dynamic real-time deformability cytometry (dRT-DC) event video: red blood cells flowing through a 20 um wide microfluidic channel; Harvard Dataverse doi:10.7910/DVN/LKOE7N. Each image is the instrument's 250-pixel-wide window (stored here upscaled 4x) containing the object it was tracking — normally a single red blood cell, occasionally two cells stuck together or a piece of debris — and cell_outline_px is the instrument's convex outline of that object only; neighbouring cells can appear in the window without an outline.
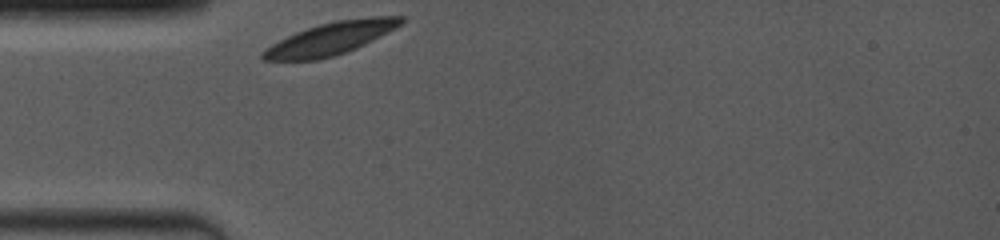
{"species": "common noctule bat (a hibernating species)", "species_latin": "Nyctalus noctula", "temperature_condition": "room temperature", "stored_images_in_passage": 8, "camera_frame_rate_fps": 4000, "um_per_image_px": 0.085, "animal": {"sex": "female", "body_mass_g": 19.0, "forearm_length_mm": 53.3}, "frame": {"image": 1, "passage_image": 1, "time_ms": 0.0, "image_size_px": [1000, 240], "cell_outline_px": [[404, 20], [396, 28], [356, 48], [332, 56], [316, 60], [264, 60], [260, 56], [260, 52], [264, 48], [296, 32], [320, 24], [336, 20], [372, 16], [404, 16]], "centroid_in_image_um": [28.09, 3.27], "position_along_channel_um": 56.9, "area_um2": 25.84}}
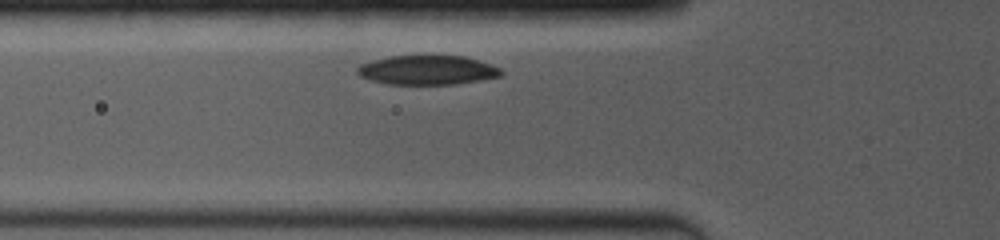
{"frame": {"image": 2, "passage_image": 5, "time_ms": 1.0, "image_size_px": [1000, 240], "cell_outline_px": [[504, 72], [500, 76], [480, 80], [456, 84], [388, 84], [372, 80], [360, 76], [356, 72], [356, 68], [360, 64], [372, 60], [388, 56], [464, 56], [492, 64], [500, 68]], "centroid_in_image_um": [36.32, 5.95], "position_along_channel_um": 89.5, "area_um2": 24.57}}